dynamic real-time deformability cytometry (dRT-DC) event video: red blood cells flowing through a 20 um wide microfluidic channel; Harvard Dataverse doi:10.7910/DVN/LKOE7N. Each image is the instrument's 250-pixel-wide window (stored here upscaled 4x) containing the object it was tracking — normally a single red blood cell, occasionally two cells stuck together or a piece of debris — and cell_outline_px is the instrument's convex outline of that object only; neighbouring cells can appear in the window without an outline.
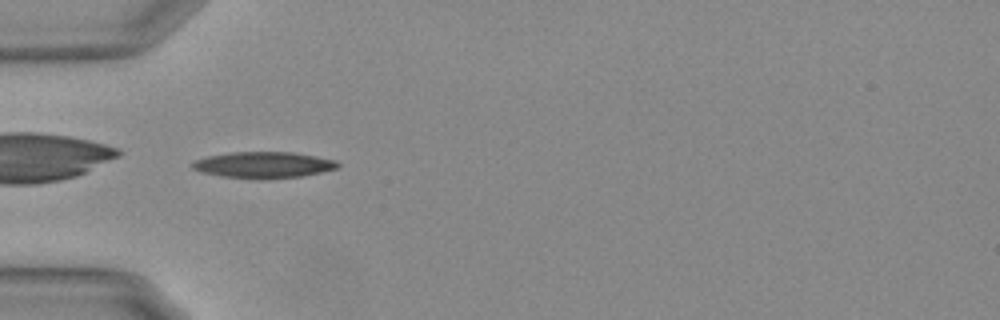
{"species": "Egyptian fruit bat (a non-hibernating species)", "species_latin": "Rousettus aegyptiacus", "temperature_condition": "warm", "stored_images_in_passage": 38, "camera_frame_rate_fps": 3000, "um_per_image_px": 0.085, "animal": {"sex": "female"}, "frame": {"image": 1, "passage_image": 1, "time_ms": 0.0, "image_size_px": [1000, 320], "cell_outline_px": [[340, 164], [336, 168], [320, 172], [300, 176], [220, 176], [200, 172], [192, 168], [192, 164], [196, 160], [208, 156], [232, 152], [292, 152], [336, 160]], "centroid_in_image_um": [22.38, 13.97], "position_along_channel_um": 62.6, "area_um2": 21.04}}
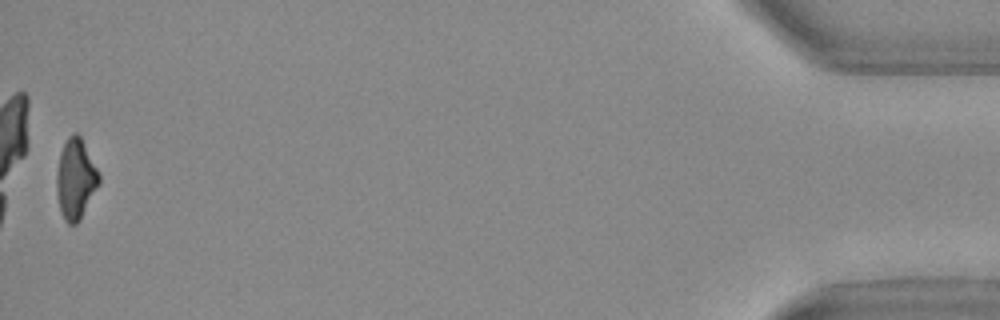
{"frame": {"image": 2, "passage_image": 38, "time_ms": 12.333, "image_size_px": [1000, 320], "cell_outline_px": [[100, 184], [80, 220], [76, 224], [68, 224], [64, 220], [60, 208], [56, 188], [56, 176], [60, 152], [68, 136], [72, 132], [76, 132], [80, 136], [100, 176]], "centroid_in_image_um": [6.42, 15.23], "position_along_channel_um": 428.8, "area_um2": 19.71}, "authors_computed_cell_mechanics": {"area_um2": 21.1548, "velocity_mm_per_s": 3.7231, "shape_relaxation_time_tau1_ms": 4.1012, "shape_relaxation_time_tau2_ms": 3.6185, "deformation_change_tau1": 0.1678, "deformation_change_tau2": 0.1308}}